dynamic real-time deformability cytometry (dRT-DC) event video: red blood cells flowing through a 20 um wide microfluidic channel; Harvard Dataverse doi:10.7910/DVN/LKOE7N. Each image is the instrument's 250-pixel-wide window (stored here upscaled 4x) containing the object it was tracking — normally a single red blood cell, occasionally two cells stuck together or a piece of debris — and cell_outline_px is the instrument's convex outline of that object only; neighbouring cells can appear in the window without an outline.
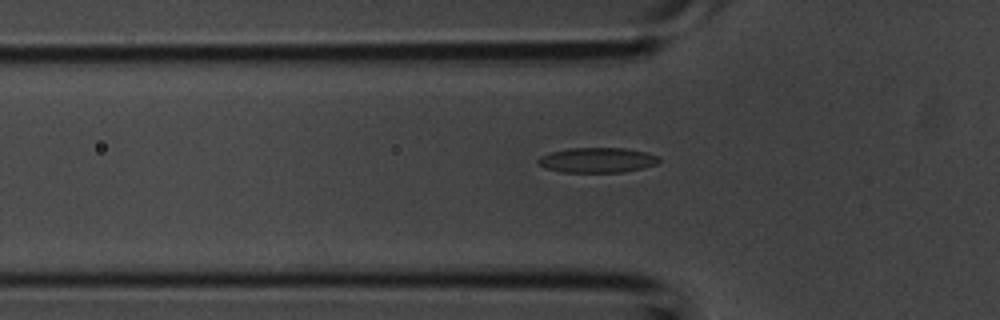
{"species": "common noctule bat (a hibernating species)", "species_latin": "Nyctalus noctula", "temperature_condition": "room temperature", "stored_images_in_passage": 43, "camera_frame_rate_fps": 3000, "um_per_image_px": 0.085, "animal": {"sex": "male", "body_mass_g": 20.1, "forearm_length_mm": 53.5}, "frame": {"image": 1, "passage_image": 14, "time_ms": 4.333, "image_size_px": [1000, 320], "cell_outline_px": [[660, 160], [656, 164], [644, 168], [624, 172], [564, 172], [548, 168], [536, 164], [536, 160], [540, 156], [552, 152], [568, 148], [624, 148], [648, 152], [660, 156]], "centroid_in_image_um": [50.8, 13.6], "position_along_channel_um": 75.0, "area_um2": 17.74}}
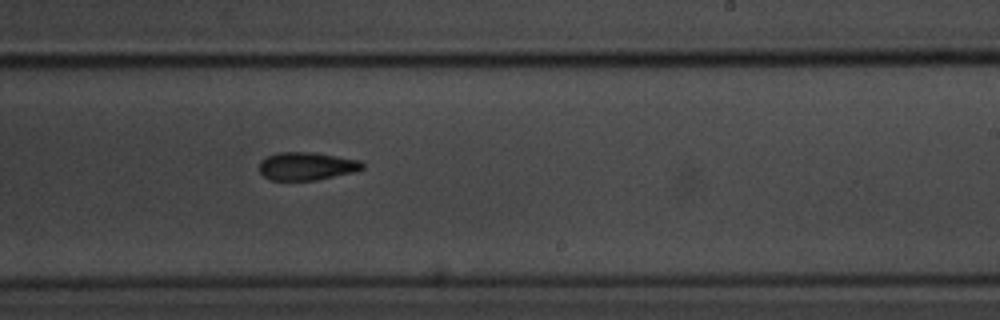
{"frame": {"image": 2, "passage_image": 26, "time_ms": 8.333, "image_size_px": [1000, 320], "cell_outline_px": [[364, 168], [356, 172], [316, 180], [268, 180], [260, 172], [260, 160], [268, 156], [280, 152], [312, 152], [360, 160], [364, 164]], "centroid_in_image_um": [26.08, 14.13], "position_along_channel_um": 262.9, "area_um2": 16.88}}
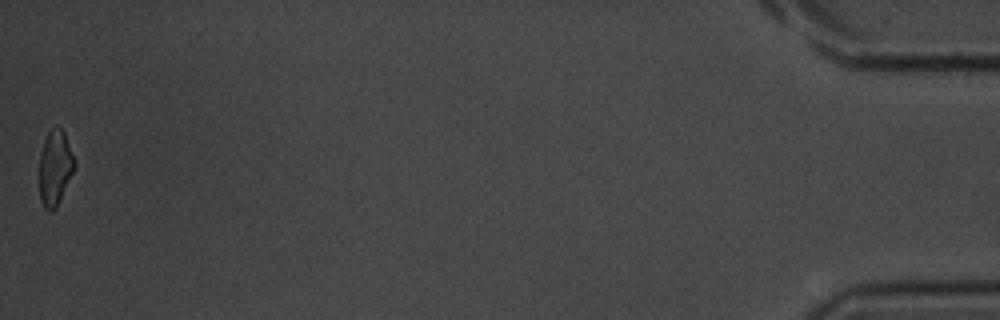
{"frame": {"image": 3, "passage_image": 43, "time_ms": 14.0, "image_size_px": [1000, 320], "cell_outline_px": [[76, 164], [60, 200], [56, 208], [52, 212], [48, 212], [44, 208], [40, 200], [40, 152], [44, 140], [48, 132], [52, 128], [60, 128], [64, 132], [76, 160]], "centroid_in_image_um": [4.68, 14.28], "position_along_channel_um": 430.5, "area_um2": 15.37}}